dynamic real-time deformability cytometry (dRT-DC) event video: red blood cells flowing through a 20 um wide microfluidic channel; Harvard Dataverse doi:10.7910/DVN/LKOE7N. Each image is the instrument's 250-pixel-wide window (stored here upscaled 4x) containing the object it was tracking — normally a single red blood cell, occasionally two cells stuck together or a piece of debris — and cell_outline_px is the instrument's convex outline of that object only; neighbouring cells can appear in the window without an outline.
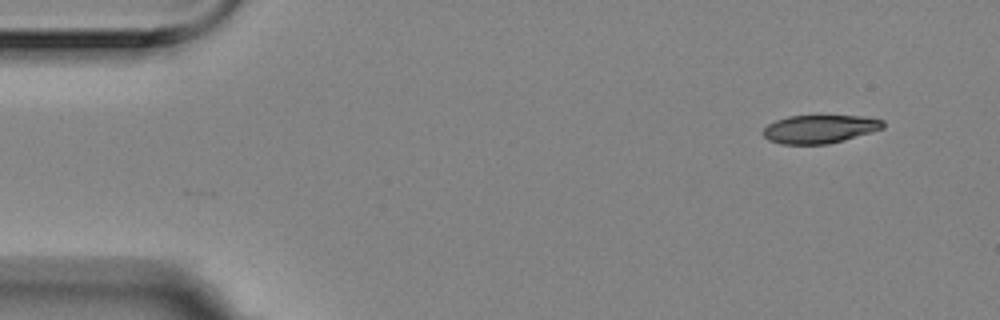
{"species": "Egyptian fruit bat (a non-hibernating species)", "species_latin": "Rousettus aegyptiacus", "temperature_condition": "room temperature", "stored_images_in_passage": 5, "segment_of_instrument_passage": [1, 2], "camera_frame_rate_fps": 3000, "um_per_image_px": 0.085, "animal": {"sex": "female"}, "frame": {"image": 1, "passage_image": 1, "time_ms": 0.0, "image_size_px": [1000, 320], "cell_outline_px": [[884, 128], [872, 132], [844, 140], [828, 144], [784, 144], [768, 140], [760, 132], [768, 124], [776, 120], [788, 116], [860, 116], [884, 120]], "centroid_in_image_um": [69.66, 10.97], "position_along_channel_um": 15.3, "area_um2": 19.77}}
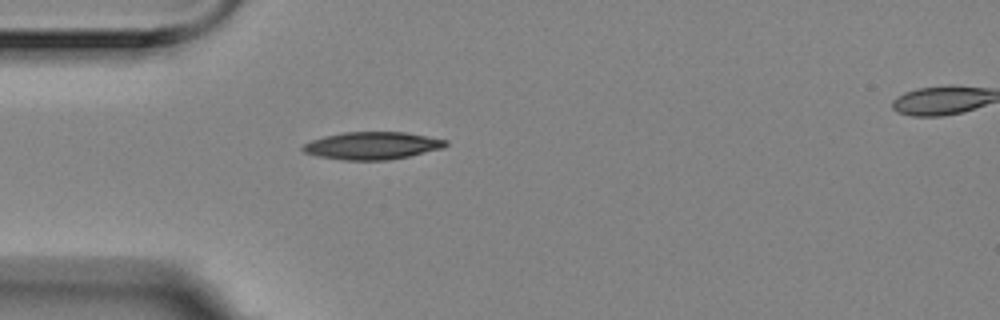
{"frame": {"image": 2, "passage_image": 4, "time_ms": 1.0, "image_size_px": [1000, 320], "cell_outline_px": [[448, 144], [444, 148], [408, 156], [388, 160], [344, 160], [320, 156], [304, 152], [300, 148], [304, 144], [312, 140], [324, 136], [344, 132], [404, 132], [448, 140]], "centroid_in_image_um": [31.65, 12.37], "position_along_channel_um": 53.3, "area_um2": 22.77}}